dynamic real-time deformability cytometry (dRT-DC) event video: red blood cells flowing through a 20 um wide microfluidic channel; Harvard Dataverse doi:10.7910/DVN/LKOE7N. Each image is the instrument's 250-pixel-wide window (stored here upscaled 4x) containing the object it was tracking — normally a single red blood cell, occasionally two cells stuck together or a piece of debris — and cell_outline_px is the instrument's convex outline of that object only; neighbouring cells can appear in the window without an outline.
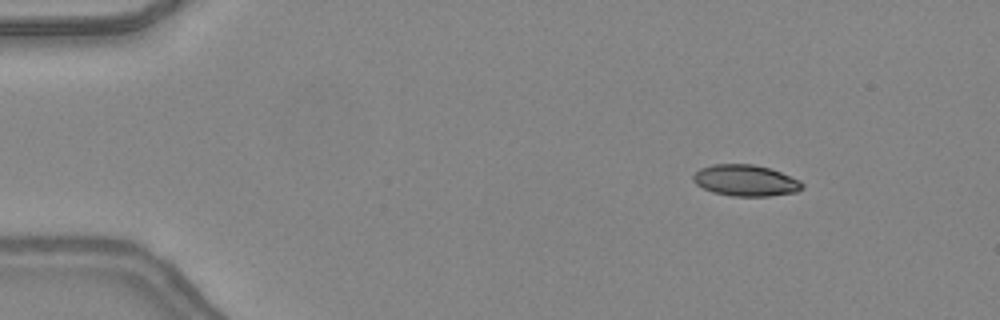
{"species": "common noctule bat (a hibernating species)", "species_latin": "Nyctalus noctula", "temperature_condition": "warm", "stored_images_in_passage": 47, "camera_frame_rate_fps": 3000, "um_per_image_px": 0.085, "animal": {"sex": "female", "body_mass_g": 24.6, "forearm_length_mm": 56.2}, "frame": {"image": 1, "passage_image": 6, "time_ms": 1.667, "image_size_px": [1000, 320], "cell_outline_px": [[804, 188], [796, 192], [768, 196], [732, 196], [712, 192], [696, 184], [692, 180], [692, 176], [700, 168], [716, 164], [752, 164], [768, 168], [780, 172], [800, 180], [804, 184]], "centroid_in_image_um": [63.38, 15.34], "position_along_channel_um": 21.6, "area_um2": 19.83}}
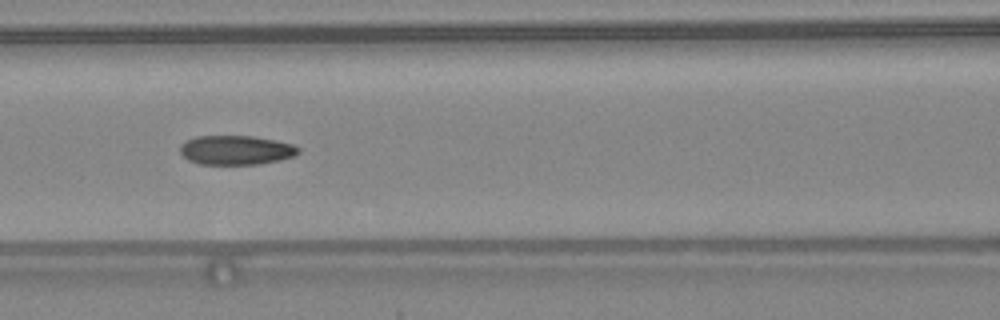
{"frame": {"image": 2, "passage_image": 21, "time_ms": 6.667, "image_size_px": [1000, 320], "cell_outline_px": [[300, 152], [296, 156], [280, 160], [260, 164], [200, 164], [188, 160], [180, 152], [180, 144], [196, 136], [256, 136], [276, 140], [292, 144], [300, 148]], "centroid_in_image_um": [20.1, 12.75], "position_along_channel_um": 146.5, "area_um2": 20.35}}
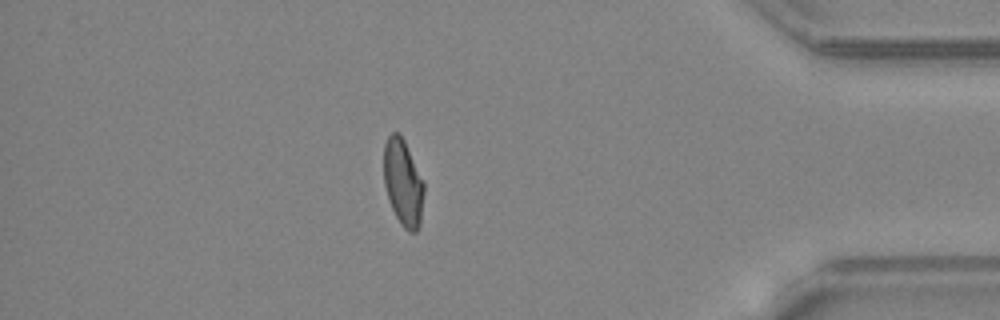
{"frame": {"image": 3, "passage_image": 41, "time_ms": 13.333, "image_size_px": [1000, 320], "cell_outline_px": [[424, 192], [420, 224], [416, 232], [408, 232], [400, 224], [388, 200], [384, 184], [384, 144], [388, 136], [392, 132], [400, 132], [424, 180]], "centroid_in_image_um": [34.26, 15.52], "position_along_channel_um": 400.9, "area_um2": 20.52}, "authors_computed_cell_mechanics": {"area_um2": 20.4034, "velocity_mm_per_s": 4.3798, "shape_relaxation_time_tau1_ms": null, "shape_relaxation_time_tau2_ms": 1.4624, "deformation_change_tau1": null, "deformation_change_tau2": 0.0731}}